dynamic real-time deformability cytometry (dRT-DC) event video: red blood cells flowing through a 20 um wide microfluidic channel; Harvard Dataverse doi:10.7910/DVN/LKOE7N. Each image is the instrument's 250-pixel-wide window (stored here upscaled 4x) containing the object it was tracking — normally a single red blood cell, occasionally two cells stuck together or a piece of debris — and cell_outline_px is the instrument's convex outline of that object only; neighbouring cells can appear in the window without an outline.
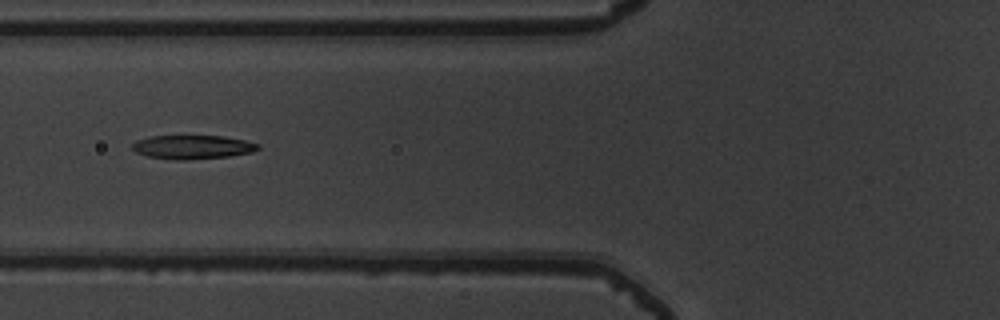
{"species": "common noctule bat (a hibernating species)", "species_latin": "Nyctalus noctula", "temperature_condition": "warm", "stored_images_in_passage": 9, "camera_frame_rate_fps": 3000, "um_per_image_px": 0.085, "animal": {"sex": "male", "body_mass_g": 19.5, "forearm_length_mm": 54.6}, "frame": {"image": 1, "passage_image": 6, "time_ms": 1.667, "image_size_px": [1000, 320], "cell_outline_px": [[260, 148], [252, 152], [228, 156], [184, 160], [176, 160], [148, 156], [136, 152], [132, 148], [132, 144], [136, 140], [152, 136], [224, 136], [244, 140], [260, 144]], "centroid_in_image_um": [16.37, 12.49], "position_along_channel_um": 109.4, "area_um2": 17.34}}
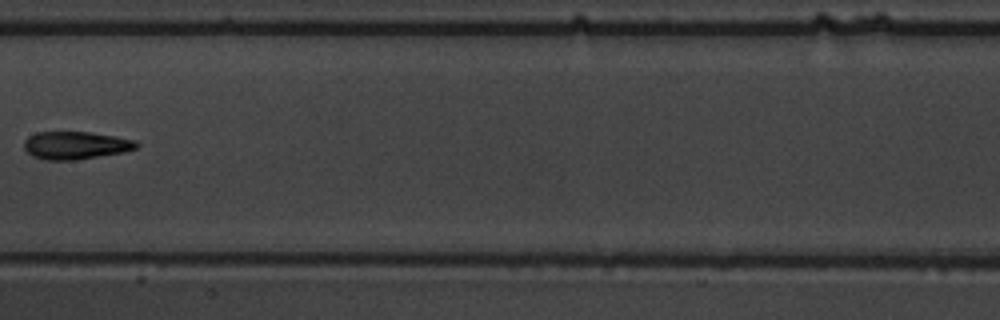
{"frame": {"image": 2, "passage_image": 8, "time_ms": 2.333, "image_size_px": [1000, 320], "cell_outline_px": [[140, 144], [136, 148], [124, 152], [76, 160], [44, 160], [32, 156], [24, 148], [24, 140], [28, 136], [36, 132], [88, 132], [116, 136], [136, 140]], "centroid_in_image_um": [6.43, 12.35], "position_along_channel_um": 201.0, "area_um2": 18.32}}
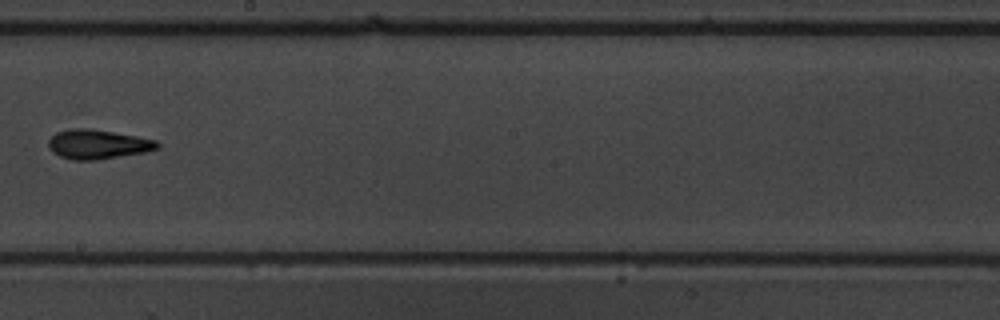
{"frame": {"image": 3, "passage_image": 9, "time_ms": 2.667, "image_size_px": [1000, 320], "cell_outline_px": [[160, 148], [144, 152], [96, 160], [72, 160], [60, 156], [52, 152], [48, 148], [48, 140], [56, 132], [76, 128], [88, 128], [136, 136], [156, 140], [160, 144]], "centroid_in_image_um": [8.29, 12.27], "position_along_channel_um": 239.9, "area_um2": 18.55}}